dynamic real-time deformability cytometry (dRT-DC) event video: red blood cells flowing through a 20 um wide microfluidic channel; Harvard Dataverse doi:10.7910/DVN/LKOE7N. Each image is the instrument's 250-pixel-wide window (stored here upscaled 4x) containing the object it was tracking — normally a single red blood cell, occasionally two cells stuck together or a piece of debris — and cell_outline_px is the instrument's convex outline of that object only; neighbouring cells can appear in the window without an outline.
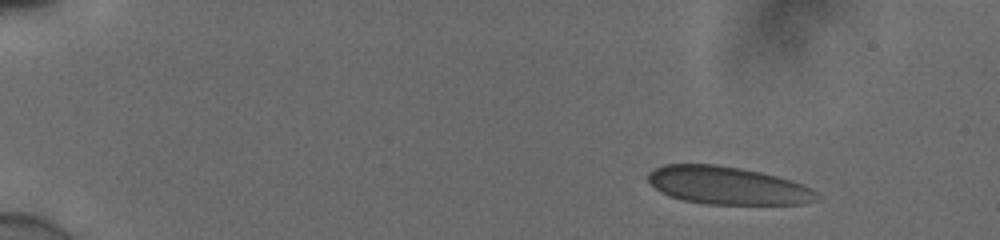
{"species": "human", "species_latin": "Homo sapiens", "temperature_condition": "cold", "stored_images_in_passage": 48, "camera_frame_rate_fps": 3000, "um_per_image_px": 0.085, "donor": {"sex": "male"}, "frame": {"image": 1, "passage_image": 1, "time_ms": 0.0, "image_size_px": [1000, 240], "cell_outline_px": [[820, 196], [816, 200], [800, 204], [704, 204], [684, 200], [668, 196], [660, 192], [648, 180], [648, 172], [664, 164], [716, 164], [740, 168], [760, 172], [776, 176], [812, 188]], "centroid_in_image_um": [61.81, 15.77], "position_along_channel_um": 23.2, "area_um2": 37.05}}
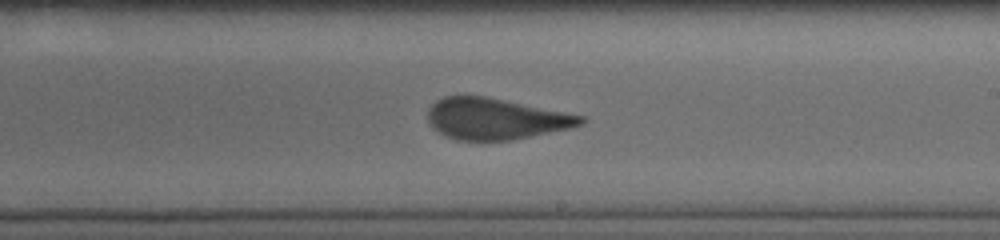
{"frame": {"image": 2, "passage_image": 28, "time_ms": 9.0, "image_size_px": [1000, 240], "cell_outline_px": [[584, 124], [568, 128], [512, 140], [456, 140], [432, 128], [428, 124], [428, 108], [436, 100], [444, 96], [484, 96], [584, 116]], "centroid_in_image_um": [42.07, 10.1], "position_along_channel_um": 246.9, "area_um2": 36.3}}
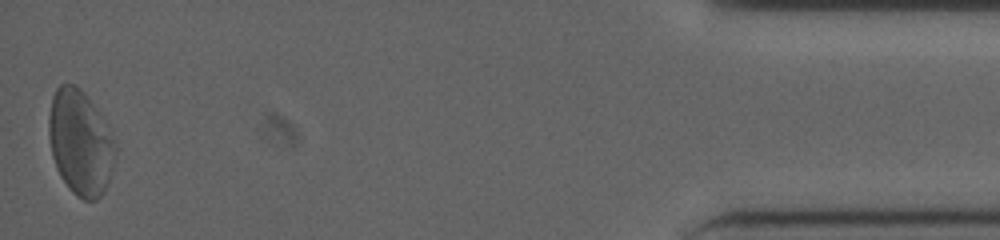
{"frame": {"image": 3, "passage_image": 48, "time_ms": 15.667, "image_size_px": [1000, 240], "cell_outline_px": [[116, 156], [104, 192], [96, 200], [84, 200], [76, 196], [68, 188], [60, 176], [56, 168], [52, 156], [48, 136], [48, 116], [52, 96], [56, 88], [60, 84], [72, 84], [80, 88], [84, 92], [100, 116], [116, 148]], "centroid_in_image_um": [6.77, 12.14], "position_along_channel_um": 428.4, "area_um2": 40.34}}